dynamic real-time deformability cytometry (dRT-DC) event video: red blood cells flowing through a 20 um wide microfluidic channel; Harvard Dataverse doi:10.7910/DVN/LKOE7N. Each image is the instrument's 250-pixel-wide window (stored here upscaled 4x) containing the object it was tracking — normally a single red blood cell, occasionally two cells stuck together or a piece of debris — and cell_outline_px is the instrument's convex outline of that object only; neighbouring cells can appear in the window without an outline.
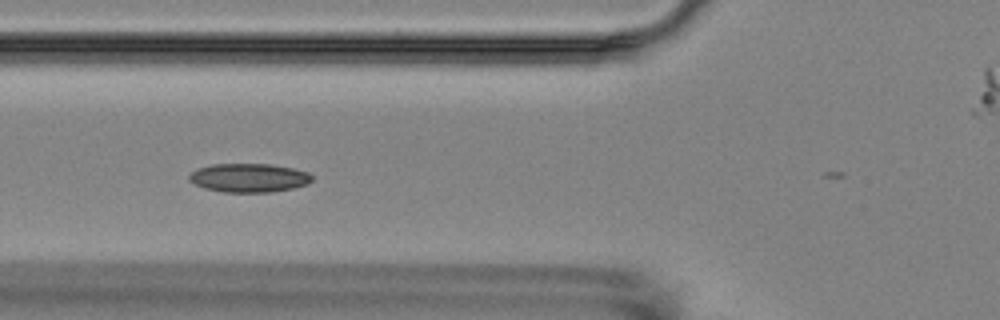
{"species": "Egyptian fruit bat (a non-hibernating species)", "species_latin": "Rousettus aegyptiacus", "temperature_condition": "room temperature", "stored_images_in_passage": 8, "camera_frame_rate_fps": 3000, "um_per_image_px": 0.085, "animal": {"sex": "female"}, "frame": {"image": 1, "passage_image": 6, "time_ms": 6.667, "image_size_px": [1000, 320], "cell_outline_px": [[312, 180], [308, 184], [292, 188], [272, 192], [224, 192], [204, 188], [188, 180], [188, 176], [196, 168], [212, 164], [272, 164], [292, 168], [308, 172], [312, 176]], "centroid_in_image_um": [21.15, 15.11], "position_along_channel_um": 104.7, "area_um2": 20.63}}